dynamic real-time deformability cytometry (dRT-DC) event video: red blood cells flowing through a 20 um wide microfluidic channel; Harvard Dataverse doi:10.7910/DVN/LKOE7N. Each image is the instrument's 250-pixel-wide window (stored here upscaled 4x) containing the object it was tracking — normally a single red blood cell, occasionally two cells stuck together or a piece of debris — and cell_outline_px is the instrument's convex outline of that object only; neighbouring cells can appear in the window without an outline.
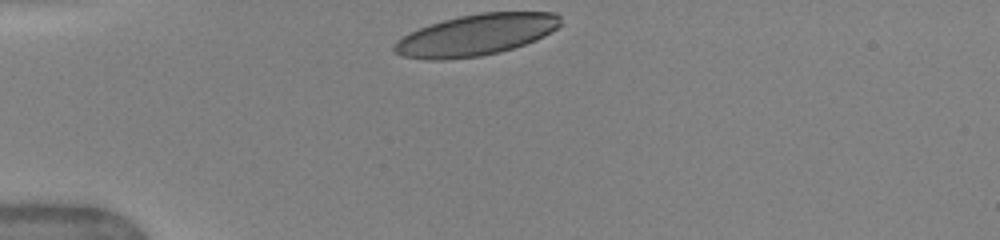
{"species": "human", "species_latin": "Homo sapiens", "temperature_condition": "warm", "stored_images_in_passage": 59, "camera_frame_rate_fps": 3000, "um_per_image_px": 0.085, "donor": {"sex": "female"}, "frame": {"image": 1, "passage_image": 1, "time_ms": 0.0, "image_size_px": [1000, 240], "cell_outline_px": [[560, 24], [556, 28], [544, 36], [536, 40], [500, 52], [480, 56], [444, 60], [432, 60], [400, 56], [392, 48], [392, 44], [396, 40], [420, 28], [444, 20], [460, 16], [480, 12], [556, 12], [560, 16]], "centroid_in_image_um": [40.46, 2.97], "position_along_channel_um": 44.5, "area_um2": 39.82}}
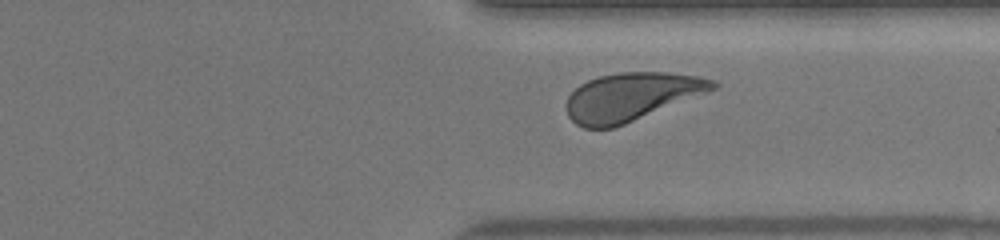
{"frame": {"image": 2, "passage_image": 48, "time_ms": 8.667, "image_size_px": [1000, 240], "cell_outline_px": [[720, 84], [716, 88], [708, 92], [624, 124], [612, 128], [584, 128], [576, 124], [568, 116], [564, 104], [568, 96], [580, 84], [588, 80], [600, 76], [620, 72], [668, 72], [696, 76], [712, 80]], "centroid_in_image_um": [53.62, 8.22], "position_along_channel_um": 357.8, "area_um2": 40.86}}
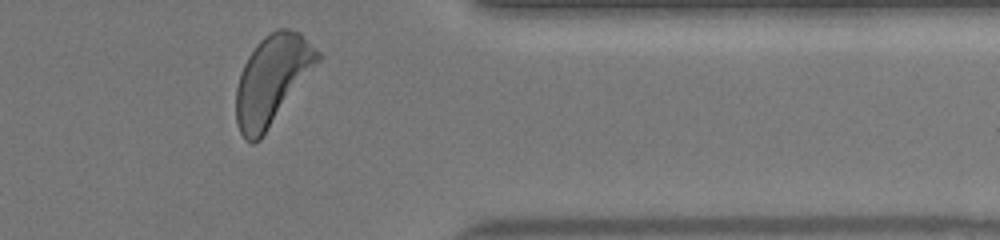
{"frame": {"image": 3, "passage_image": 54, "time_ms": 9.667, "image_size_px": [1000, 240], "cell_outline_px": [[320, 60], [260, 140], [252, 144], [240, 132], [236, 120], [236, 88], [240, 72], [248, 56], [256, 44], [264, 36], [276, 28], [288, 28], [300, 32], [320, 52]], "centroid_in_image_um": [23.12, 6.75], "position_along_channel_um": 388.3, "area_um2": 42.08}, "authors_computed_cell_mechanics": {"area_um2": 41.1536, "velocity_mm_per_s": 3.9813, "shape_relaxation_time_tau1_ms": 3.4862, "shape_relaxation_time_tau2_ms": 0.8833, "deformation_change_tau1": 0.1645, "deformation_change_tau2": 0.0719}}